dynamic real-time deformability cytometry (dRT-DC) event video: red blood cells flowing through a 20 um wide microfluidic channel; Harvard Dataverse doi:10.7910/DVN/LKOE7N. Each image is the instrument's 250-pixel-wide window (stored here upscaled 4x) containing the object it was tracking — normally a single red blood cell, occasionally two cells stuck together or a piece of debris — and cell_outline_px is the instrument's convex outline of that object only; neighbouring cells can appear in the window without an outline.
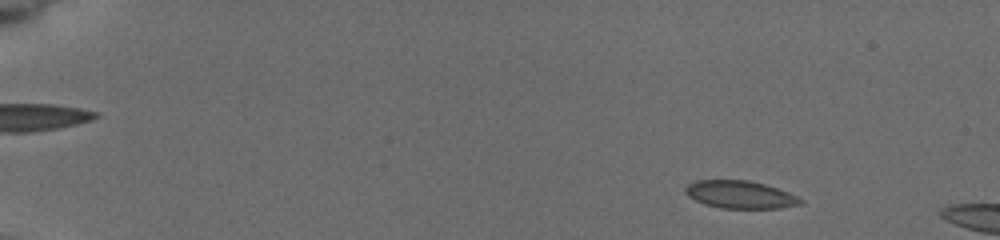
{"species": "common noctule bat (a hibernating species)", "species_latin": "Nyctalus noctula", "temperature_condition": "cold", "stored_images_in_passage": 20, "camera_frame_rate_fps": 3000, "um_per_image_px": 0.085, "animal": {"sex": "female", "body_mass_g": 19.5, "forearm_length_mm": 54.1}, "frame": {"image": 1, "passage_image": 6, "time_ms": 1.667, "image_size_px": [1000, 240], "cell_outline_px": [[804, 200], [800, 204], [780, 208], [720, 208], [704, 204], [688, 196], [684, 192], [684, 188], [688, 184], [696, 180], [748, 180], [764, 184], [788, 192]], "centroid_in_image_um": [62.88, 16.54], "position_along_channel_um": 22.1, "area_um2": 18.5}}
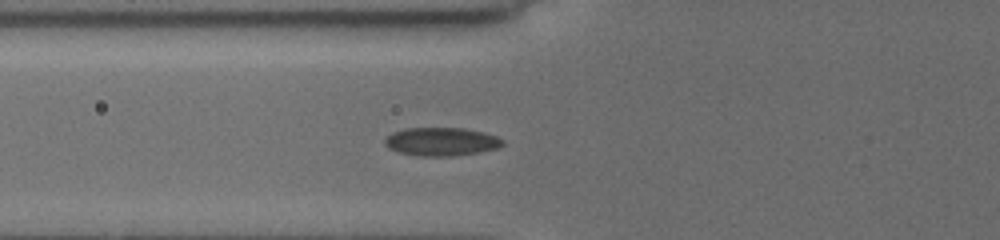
{"frame": {"image": 2, "passage_image": 20, "time_ms": 6.667, "image_size_px": [1000, 240], "cell_outline_px": [[504, 144], [496, 148], [480, 152], [452, 156], [416, 156], [400, 152], [388, 148], [384, 144], [384, 140], [392, 132], [404, 128], [464, 128], [484, 132], [496, 136], [504, 140]], "centroid_in_image_um": [37.5, 12.04], "position_along_channel_um": 88.3, "area_um2": 19.54}}